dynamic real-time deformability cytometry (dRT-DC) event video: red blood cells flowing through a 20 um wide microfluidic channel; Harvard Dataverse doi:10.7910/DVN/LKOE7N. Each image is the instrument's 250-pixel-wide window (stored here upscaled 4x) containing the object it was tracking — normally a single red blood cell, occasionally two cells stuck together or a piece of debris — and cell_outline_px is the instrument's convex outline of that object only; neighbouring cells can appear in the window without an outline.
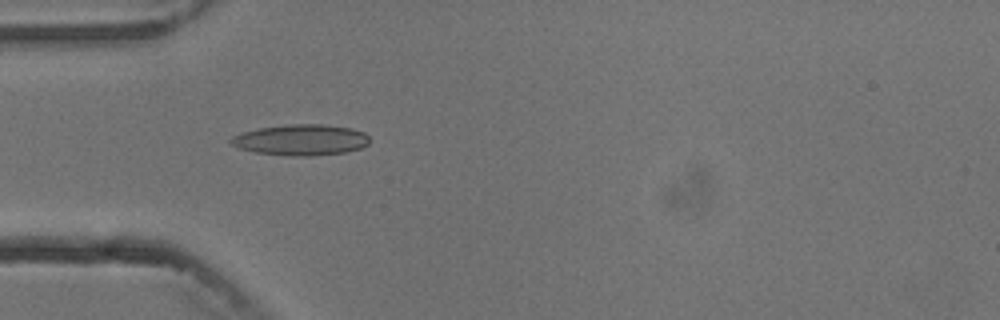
{"species": "common noctule bat (a hibernating species)", "species_latin": "Nyctalus noctula", "temperature_condition": "cold", "stored_images_in_passage": 5, "camera_frame_rate_fps": 3000, "um_per_image_px": 0.085, "animal": {"sex": "male", "body_mass_g": 13.3}, "frame": {"image": 1, "passage_image": 5, "time_ms": 4.667, "image_size_px": [1000, 320], "cell_outline_px": [[368, 144], [360, 148], [344, 152], [312, 156], [288, 156], [256, 152], [240, 148], [232, 144], [228, 140], [232, 136], [244, 132], [260, 128], [288, 124], [324, 124], [352, 128], [364, 132], [368, 136]], "centroid_in_image_um": [25.59, 11.89], "position_along_channel_um": 59.4, "area_um2": 24.91}}